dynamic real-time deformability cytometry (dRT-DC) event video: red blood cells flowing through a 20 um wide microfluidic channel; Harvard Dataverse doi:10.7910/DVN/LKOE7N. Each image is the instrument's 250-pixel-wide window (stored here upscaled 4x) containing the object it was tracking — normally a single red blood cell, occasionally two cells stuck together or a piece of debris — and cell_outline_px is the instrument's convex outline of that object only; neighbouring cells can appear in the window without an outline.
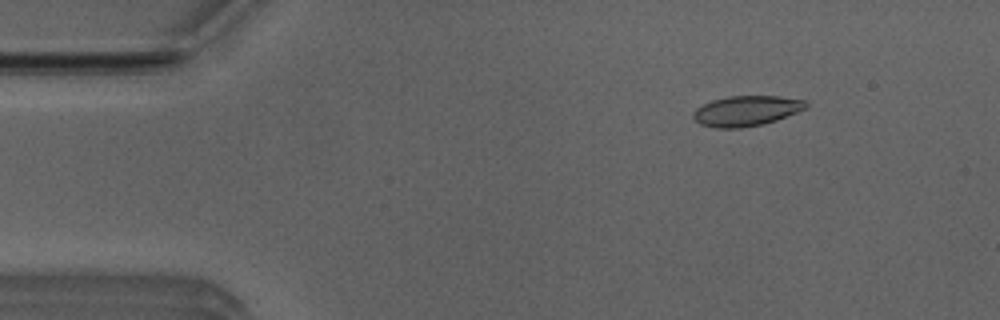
{"species": "Egyptian fruit bat (a non-hibernating species)", "species_latin": "Rousettus aegyptiacus", "temperature_condition": "room temperature", "stored_images_in_passage": 51, "camera_frame_rate_fps": 3000, "um_per_image_px": 0.085, "animal": {"sex": "male"}, "frame": {"image": 1, "passage_image": 7, "time_ms": 2.0, "image_size_px": [1000, 320], "cell_outline_px": [[808, 104], [804, 108], [796, 112], [776, 120], [760, 124], [740, 128], [716, 128], [700, 124], [692, 116], [692, 112], [696, 108], [712, 100], [728, 96], [780, 96], [804, 100]], "centroid_in_image_um": [63.39, 9.42], "position_along_channel_um": 21.6, "area_um2": 19.65}}
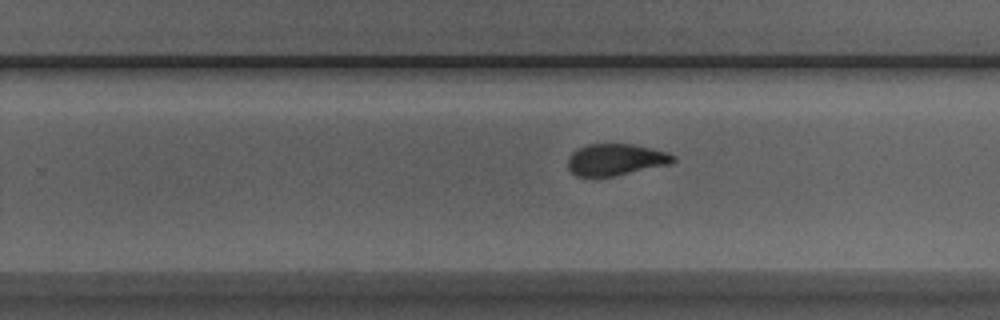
{"frame": {"image": 2, "passage_image": 32, "time_ms": 10.333, "image_size_px": [1000, 320], "cell_outline_px": [[676, 160], [668, 164], [612, 176], [576, 176], [568, 168], [568, 156], [576, 148], [588, 144], [632, 144], [652, 148], [668, 152], [676, 156]], "centroid_in_image_um": [52.31, 13.55], "position_along_channel_um": 277.5, "area_um2": 19.31}}
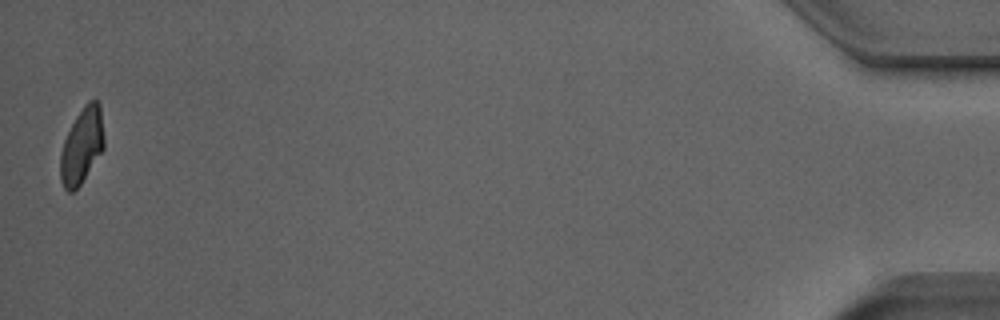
{"frame": {"image": 3, "passage_image": 51, "time_ms": 16.667, "image_size_px": [1000, 320], "cell_outline_px": [[104, 148], [80, 184], [72, 192], [68, 192], [64, 188], [60, 180], [60, 152], [64, 140], [76, 116], [84, 104], [88, 100], [96, 100], [100, 104], [104, 136]], "centroid_in_image_um": [6.95, 12.38], "position_along_channel_um": 428.2, "area_um2": 19.19}, "authors_computed_cell_mechanics": {"area_um2": 19.941, "velocity_mm_per_s": 3.9736, "shape_relaxation_time_tau1_ms": 7.6833, "shape_relaxation_time_tau2_ms": 1.4204, "deformation_change_tau1": 0.1926, "deformation_change_tau2": 0.0718}}